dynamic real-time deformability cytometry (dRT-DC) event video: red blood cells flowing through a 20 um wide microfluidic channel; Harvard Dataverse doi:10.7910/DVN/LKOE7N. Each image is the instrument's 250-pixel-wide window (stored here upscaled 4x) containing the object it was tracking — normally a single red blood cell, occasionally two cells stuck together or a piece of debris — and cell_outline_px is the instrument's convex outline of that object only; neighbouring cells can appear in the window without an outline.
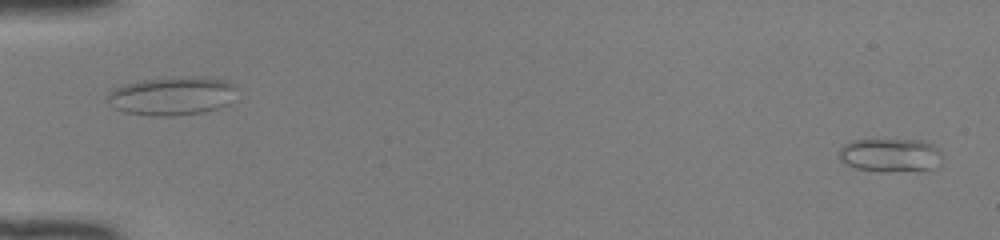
{"species": "common noctule bat (a hibernating species)", "species_latin": "Nyctalus noctula", "temperature_condition": "room temperature", "stored_images_in_passage": 50, "camera_frame_rate_fps": 3000, "um_per_image_px": 0.085, "animal": {"sex": "female", "body_mass_g": 22.0, "forearm_length_mm": 56.7}, "frame": {"image": 1, "passage_image": 2, "time_ms": 0.333, "image_size_px": [1000, 240], "cell_outline_px": [[940, 164], [928, 172], [880, 172], [856, 168], [840, 160], [840, 148], [844, 144], [852, 140], [924, 140], [932, 144], [940, 152]], "centroid_in_image_um": [75.73, 13.22], "position_along_channel_um": 9.3, "area_um2": 20.63}}
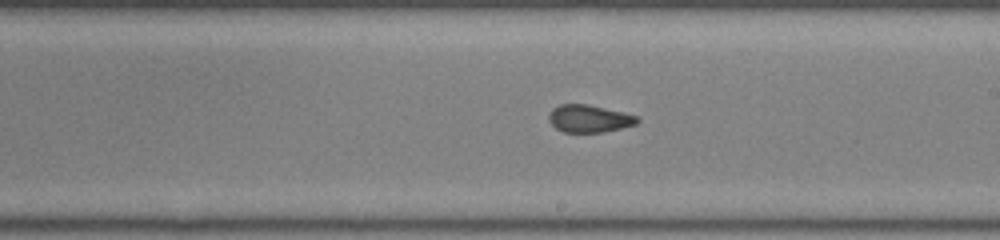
{"frame": {"image": 2, "passage_image": 30, "time_ms": 9.667, "image_size_px": [1000, 240], "cell_outline_px": [[640, 120], [636, 124], [620, 128], [600, 132], [564, 132], [556, 128], [548, 120], [548, 116], [552, 108], [560, 104], [588, 104], [624, 112], [636, 116]], "centroid_in_image_um": [50.06, 10.07], "position_along_channel_um": 238.9, "area_um2": 14.1}}
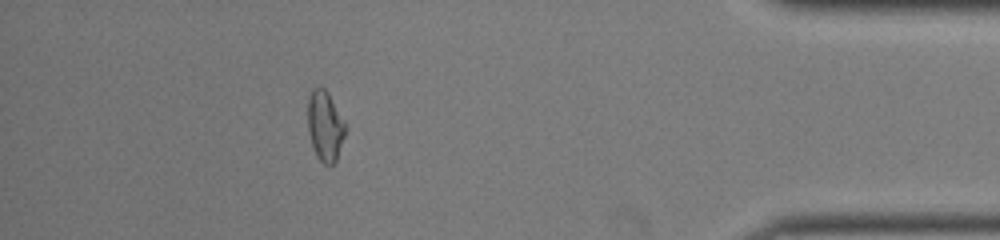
{"frame": {"image": 3, "passage_image": 45, "time_ms": 14.667, "image_size_px": [1000, 240], "cell_outline_px": [[344, 136], [336, 160], [332, 164], [324, 164], [316, 156], [308, 132], [308, 100], [312, 88], [324, 88], [328, 92], [344, 120]], "centroid_in_image_um": [27.61, 10.69], "position_along_channel_um": 407.6, "area_um2": 15.09}, "authors_computed_cell_mechanics": {"area_um2": 15.4904, "velocity_mm_per_s": 4.1649, "shape_relaxation_time_tau1_ms": null, "shape_relaxation_time_tau2_ms": 1.29, "deformation_change_tau1": null, "deformation_change_tau2": 0.0655}}